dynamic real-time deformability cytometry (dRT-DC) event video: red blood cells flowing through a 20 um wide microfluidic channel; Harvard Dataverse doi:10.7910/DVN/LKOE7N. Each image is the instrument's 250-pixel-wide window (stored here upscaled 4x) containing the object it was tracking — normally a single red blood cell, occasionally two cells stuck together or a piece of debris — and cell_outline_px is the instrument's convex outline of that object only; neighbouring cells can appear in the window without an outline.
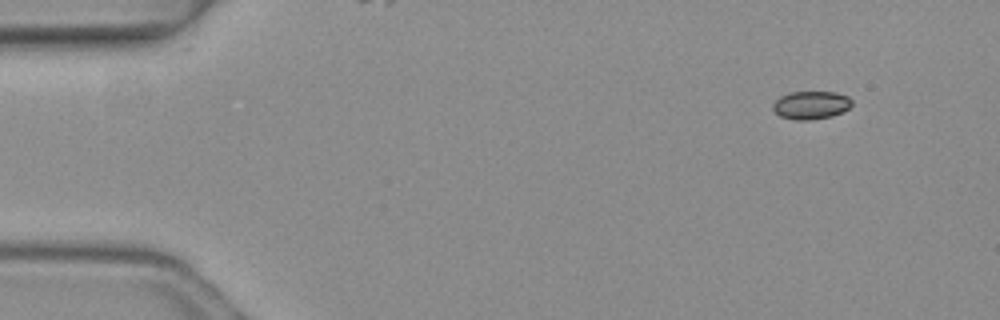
{"species": "common noctule bat (a hibernating species)", "species_latin": "Nyctalus noctula", "temperature_condition": "warm", "stored_images_in_passage": 4, "camera_frame_rate_fps": 3000, "um_per_image_px": 0.085, "animal": {"sex": "female", "body_mass_g": 19.3, "forearm_length_mm": 54.1}, "frame": {"image": 1, "passage_image": 1, "time_ms": 0.0, "image_size_px": [1000, 320], "cell_outline_px": [[852, 104], [848, 108], [832, 116], [808, 120], [796, 120], [780, 116], [772, 108], [772, 104], [780, 96], [788, 92], [836, 92], [848, 96], [852, 100]], "centroid_in_image_um": [68.92, 8.92], "position_along_channel_um": 16.1, "area_um2": 12.89}}
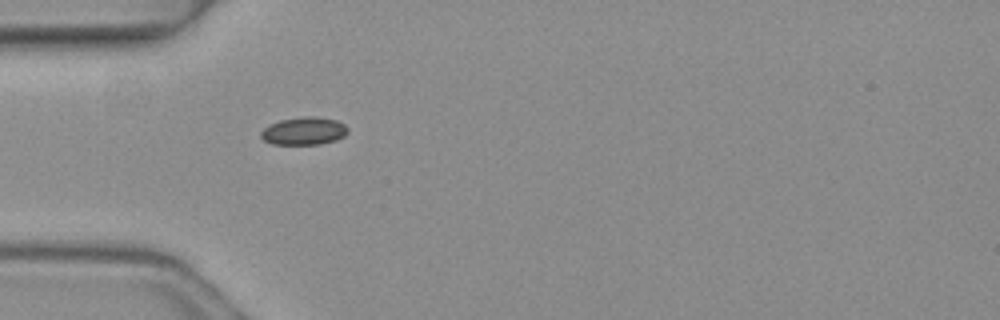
{"frame": {"image": 2, "passage_image": 4, "time_ms": 1.0, "image_size_px": [1000, 320], "cell_outline_px": [[348, 132], [344, 136], [336, 140], [320, 144], [272, 144], [264, 140], [260, 136], [260, 132], [268, 124], [280, 120], [304, 116], [312, 116], [336, 120], [344, 124], [348, 128]], "centroid_in_image_um": [25.82, 11.13], "position_along_channel_um": 59.2, "area_um2": 14.1}}